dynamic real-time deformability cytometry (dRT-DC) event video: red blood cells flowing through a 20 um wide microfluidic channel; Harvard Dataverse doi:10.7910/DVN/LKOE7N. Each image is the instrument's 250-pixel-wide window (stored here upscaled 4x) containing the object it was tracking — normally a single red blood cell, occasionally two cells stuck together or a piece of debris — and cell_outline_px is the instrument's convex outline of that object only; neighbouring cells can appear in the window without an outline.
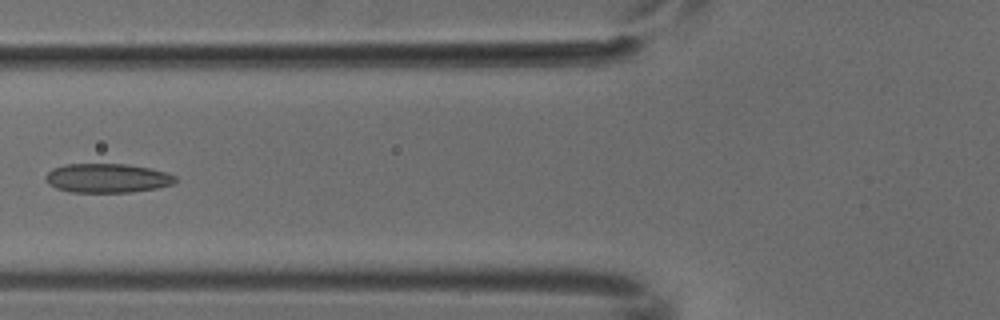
{"species": "common noctule bat (a hibernating species)", "species_latin": "Nyctalus noctula", "temperature_condition": "cold", "stored_images_in_passage": 6, "camera_frame_rate_fps": 3000, "um_per_image_px": 0.085, "animal": {"sex": "male", "body_mass_g": 18.8}, "frame": {"image": 1, "passage_image": 4, "time_ms": 1.0, "image_size_px": [1000, 320], "cell_outline_px": [[176, 180], [172, 184], [156, 188], [128, 192], [72, 192], [56, 188], [48, 184], [44, 176], [52, 168], [64, 164], [128, 164], [152, 168], [176, 176]], "centroid_in_image_um": [9.08, 15.13], "position_along_channel_um": 116.7, "area_um2": 22.02}}
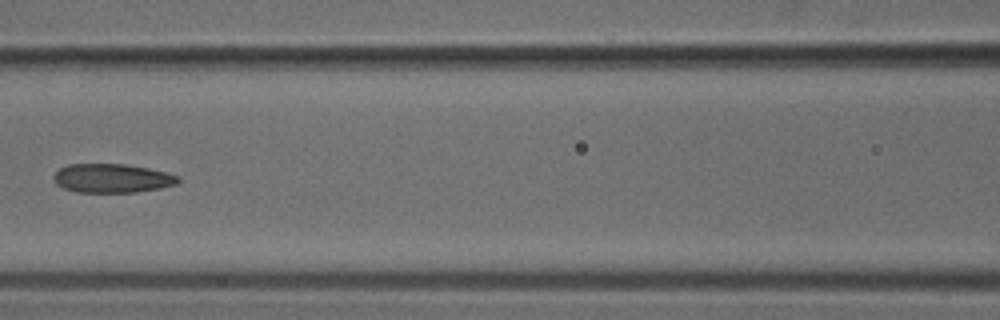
{"frame": {"image": 2, "passage_image": 5, "time_ms": 1.333, "image_size_px": [1000, 320], "cell_outline_px": [[180, 180], [176, 184], [160, 188], [136, 192], [76, 192], [64, 188], [56, 184], [52, 180], [52, 176], [60, 168], [68, 164], [124, 164], [148, 168], [180, 176]], "centroid_in_image_um": [9.5, 15.15], "position_along_channel_um": 157.1, "area_um2": 20.98}}
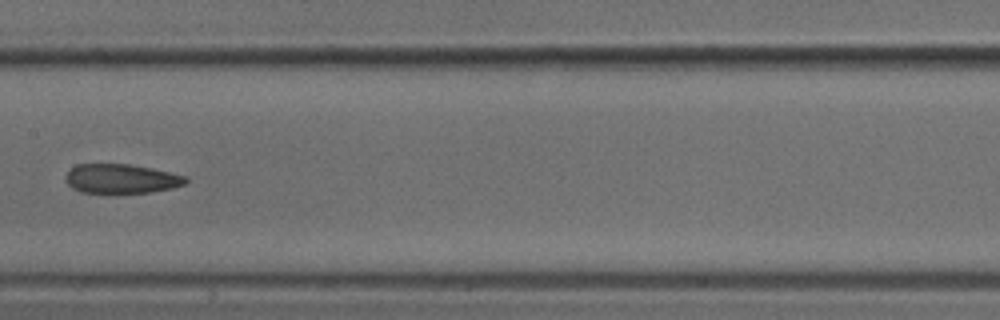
{"frame": {"image": 3, "passage_image": 6, "time_ms": 1.667, "image_size_px": [1000, 320], "cell_outline_px": [[188, 180], [184, 184], [172, 188], [148, 192], [80, 192], [72, 188], [64, 180], [64, 176], [76, 164], [128, 164], [152, 168], [188, 176]], "centroid_in_image_um": [10.3, 15.18], "position_along_channel_um": 197.1, "area_um2": 20.4}}